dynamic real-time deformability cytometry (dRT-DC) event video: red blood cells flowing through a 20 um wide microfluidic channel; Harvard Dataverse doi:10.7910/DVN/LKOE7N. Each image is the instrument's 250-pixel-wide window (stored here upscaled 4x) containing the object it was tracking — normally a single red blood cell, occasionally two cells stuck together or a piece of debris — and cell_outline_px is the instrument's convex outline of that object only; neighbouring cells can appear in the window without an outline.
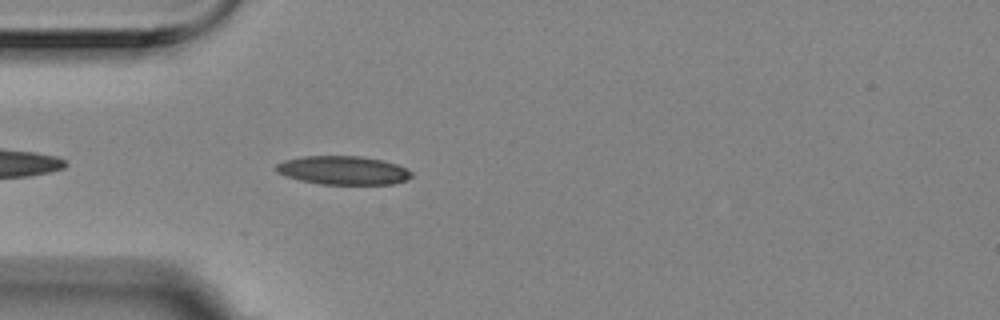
{"species": "Egyptian fruit bat (a non-hibernating species)", "species_latin": "Rousettus aegyptiacus", "temperature_condition": "room temperature", "stored_images_in_passage": 2, "camera_frame_rate_fps": 3000, "um_per_image_px": 0.085, "animal": {"sex": "female"}, "frame": {"image": 1, "passage_image": 2, "time_ms": 0.333, "image_size_px": [1000, 320], "cell_outline_px": [[412, 176], [408, 180], [392, 184], [320, 184], [300, 180], [276, 172], [276, 164], [284, 160], [304, 156], [360, 156], [384, 160], [396, 164], [412, 172]], "centroid_in_image_um": [29.18, 14.47], "position_along_channel_um": 55.8, "area_um2": 22.54}}